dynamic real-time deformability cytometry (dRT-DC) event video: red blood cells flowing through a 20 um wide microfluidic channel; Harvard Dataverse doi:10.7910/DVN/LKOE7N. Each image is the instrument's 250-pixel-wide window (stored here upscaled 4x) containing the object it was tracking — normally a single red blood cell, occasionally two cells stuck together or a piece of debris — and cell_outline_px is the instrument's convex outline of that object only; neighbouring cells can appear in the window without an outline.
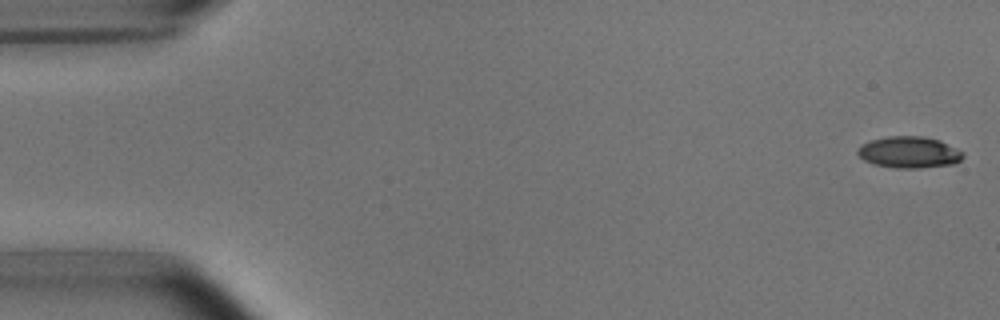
{"species": "common noctule bat (a hibernating species)", "species_latin": "Nyctalus noctula", "temperature_condition": "room temperature", "stored_images_in_passage": 8, "camera_frame_rate_fps": 3000, "um_per_image_px": 0.085, "animal": {"sex": "male", "body_mass_g": 15.6}, "frame": {"image": 1, "passage_image": 1, "time_ms": 0.0, "image_size_px": [1000, 320], "cell_outline_px": [[964, 156], [956, 164], [920, 168], [896, 168], [872, 164], [864, 160], [856, 152], [860, 144], [872, 140], [888, 136], [924, 136], [940, 140], [964, 152]], "centroid_in_image_um": [77.29, 12.94], "position_along_channel_um": 7.7, "area_um2": 19.54}}